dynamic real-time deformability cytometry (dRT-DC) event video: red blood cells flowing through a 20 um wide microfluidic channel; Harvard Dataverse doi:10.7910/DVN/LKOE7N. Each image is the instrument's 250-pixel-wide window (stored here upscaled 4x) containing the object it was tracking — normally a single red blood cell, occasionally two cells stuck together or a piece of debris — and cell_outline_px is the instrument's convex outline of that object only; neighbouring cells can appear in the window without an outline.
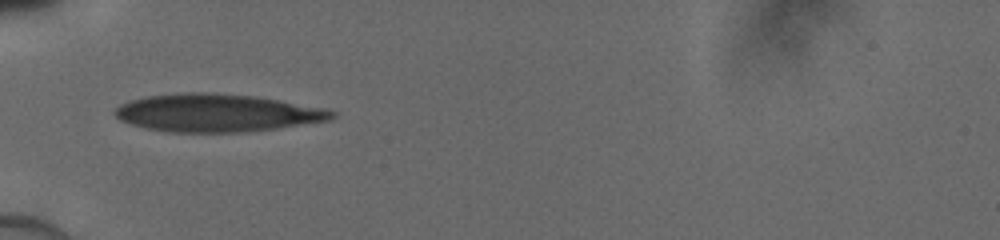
{"species": "human", "species_latin": "Homo sapiens", "temperature_condition": "cold", "stored_images_in_passage": 32, "camera_frame_rate_fps": 3000, "um_per_image_px": 0.085, "donor": {"sex": "male"}, "frame": {"image": 1, "passage_image": 1, "time_ms": 0.0, "image_size_px": [1000, 240], "cell_outline_px": [[336, 116], [328, 120], [276, 128], [244, 132], [168, 132], [148, 128], [132, 124], [120, 120], [112, 112], [120, 104], [128, 100], [148, 96], [180, 92], [212, 92], [256, 96], [324, 108], [336, 112]], "centroid_in_image_um": [18.4, 9.58], "position_along_channel_um": 66.6, "area_um2": 47.74}}
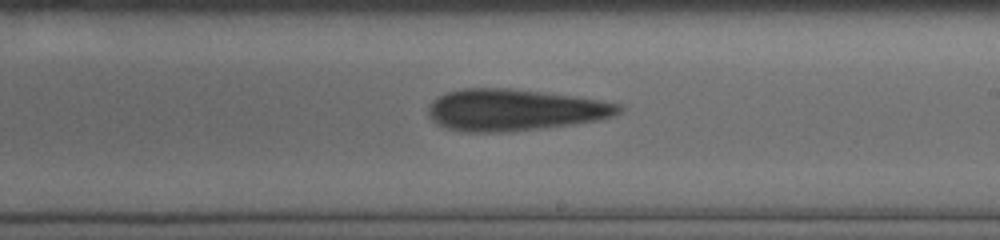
{"frame": {"image": 2, "passage_image": 14, "time_ms": 4.333, "image_size_px": [1000, 240], "cell_outline_px": [[624, 108], [620, 112], [612, 116], [600, 120], [572, 124], [512, 132], [464, 132], [448, 128], [432, 120], [428, 112], [428, 108], [432, 100], [448, 92], [464, 88], [508, 88], [540, 92], [600, 100], [620, 104]], "centroid_in_image_um": [43.73, 9.35], "position_along_channel_um": 245.3, "area_um2": 45.95}}
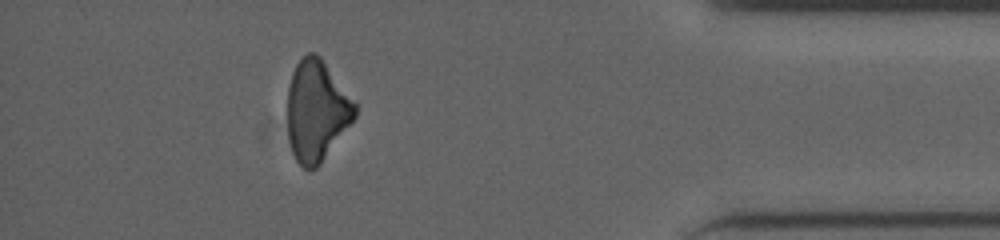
{"frame": {"image": 3, "passage_image": 28, "time_ms": 9.0, "image_size_px": [1000, 240], "cell_outline_px": [[356, 116], [320, 164], [316, 168], [304, 168], [296, 160], [292, 152], [288, 136], [288, 88], [292, 72], [296, 64], [308, 52], [316, 52], [320, 56], [356, 104]], "centroid_in_image_um": [26.89, 9.4], "position_along_channel_um": 408.3, "area_um2": 39.25}}